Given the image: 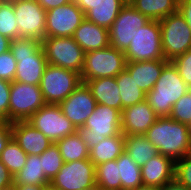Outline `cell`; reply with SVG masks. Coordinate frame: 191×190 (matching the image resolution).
<instances>
[{"mask_svg": "<svg viewBox=\"0 0 191 190\" xmlns=\"http://www.w3.org/2000/svg\"><path fill=\"white\" fill-rule=\"evenodd\" d=\"M144 135L161 155L174 162L191 153L189 126L170 117H158Z\"/></svg>", "mask_w": 191, "mask_h": 190, "instance_id": "6da1fadb", "label": "cell"}, {"mask_svg": "<svg viewBox=\"0 0 191 190\" xmlns=\"http://www.w3.org/2000/svg\"><path fill=\"white\" fill-rule=\"evenodd\" d=\"M10 50L17 61L14 81L40 85L48 65L41 42L28 38L11 40Z\"/></svg>", "mask_w": 191, "mask_h": 190, "instance_id": "7a4b0ae2", "label": "cell"}, {"mask_svg": "<svg viewBox=\"0 0 191 190\" xmlns=\"http://www.w3.org/2000/svg\"><path fill=\"white\" fill-rule=\"evenodd\" d=\"M188 91L189 87L180 77L173 63L169 61L163 67L153 89L146 93L145 100L158 117H169L173 105Z\"/></svg>", "mask_w": 191, "mask_h": 190, "instance_id": "3957f363", "label": "cell"}, {"mask_svg": "<svg viewBox=\"0 0 191 190\" xmlns=\"http://www.w3.org/2000/svg\"><path fill=\"white\" fill-rule=\"evenodd\" d=\"M88 149L107 137L121 132V112L104 104H96L95 110L79 128Z\"/></svg>", "mask_w": 191, "mask_h": 190, "instance_id": "277c9868", "label": "cell"}, {"mask_svg": "<svg viewBox=\"0 0 191 190\" xmlns=\"http://www.w3.org/2000/svg\"><path fill=\"white\" fill-rule=\"evenodd\" d=\"M126 59L123 51L112 46L85 53L81 80L116 77L125 69Z\"/></svg>", "mask_w": 191, "mask_h": 190, "instance_id": "5b68a950", "label": "cell"}, {"mask_svg": "<svg viewBox=\"0 0 191 190\" xmlns=\"http://www.w3.org/2000/svg\"><path fill=\"white\" fill-rule=\"evenodd\" d=\"M82 83L81 74L48 64L42 75L40 89L46 104H60Z\"/></svg>", "mask_w": 191, "mask_h": 190, "instance_id": "8992f818", "label": "cell"}, {"mask_svg": "<svg viewBox=\"0 0 191 190\" xmlns=\"http://www.w3.org/2000/svg\"><path fill=\"white\" fill-rule=\"evenodd\" d=\"M164 59L172 61L191 49V29L179 11L159 20Z\"/></svg>", "mask_w": 191, "mask_h": 190, "instance_id": "52a82bcc", "label": "cell"}, {"mask_svg": "<svg viewBox=\"0 0 191 190\" xmlns=\"http://www.w3.org/2000/svg\"><path fill=\"white\" fill-rule=\"evenodd\" d=\"M124 54L130 62L164 59L159 21L150 20L136 30Z\"/></svg>", "mask_w": 191, "mask_h": 190, "instance_id": "ba28073f", "label": "cell"}, {"mask_svg": "<svg viewBox=\"0 0 191 190\" xmlns=\"http://www.w3.org/2000/svg\"><path fill=\"white\" fill-rule=\"evenodd\" d=\"M41 45L48 64L81 74L85 52L73 37H44Z\"/></svg>", "mask_w": 191, "mask_h": 190, "instance_id": "9c48e42d", "label": "cell"}, {"mask_svg": "<svg viewBox=\"0 0 191 190\" xmlns=\"http://www.w3.org/2000/svg\"><path fill=\"white\" fill-rule=\"evenodd\" d=\"M46 104L40 85L11 82L9 96V122L27 121Z\"/></svg>", "mask_w": 191, "mask_h": 190, "instance_id": "30bf717a", "label": "cell"}, {"mask_svg": "<svg viewBox=\"0 0 191 190\" xmlns=\"http://www.w3.org/2000/svg\"><path fill=\"white\" fill-rule=\"evenodd\" d=\"M27 121L53 143L78 131L76 126L63 114L59 104H45Z\"/></svg>", "mask_w": 191, "mask_h": 190, "instance_id": "8fae6325", "label": "cell"}, {"mask_svg": "<svg viewBox=\"0 0 191 190\" xmlns=\"http://www.w3.org/2000/svg\"><path fill=\"white\" fill-rule=\"evenodd\" d=\"M95 165L89 159L64 162L50 181L55 190H83L96 185Z\"/></svg>", "mask_w": 191, "mask_h": 190, "instance_id": "7c38bea8", "label": "cell"}, {"mask_svg": "<svg viewBox=\"0 0 191 190\" xmlns=\"http://www.w3.org/2000/svg\"><path fill=\"white\" fill-rule=\"evenodd\" d=\"M13 9L17 19L19 38L42 42L45 37L46 11L36 0L15 1Z\"/></svg>", "mask_w": 191, "mask_h": 190, "instance_id": "4fadbf2b", "label": "cell"}, {"mask_svg": "<svg viewBox=\"0 0 191 190\" xmlns=\"http://www.w3.org/2000/svg\"><path fill=\"white\" fill-rule=\"evenodd\" d=\"M150 19L130 4H126L119 12L113 25L109 28L110 46L125 51L136 30L146 25Z\"/></svg>", "mask_w": 191, "mask_h": 190, "instance_id": "5bb4252c", "label": "cell"}, {"mask_svg": "<svg viewBox=\"0 0 191 190\" xmlns=\"http://www.w3.org/2000/svg\"><path fill=\"white\" fill-rule=\"evenodd\" d=\"M84 19V12L72 1L46 11L45 37H72Z\"/></svg>", "mask_w": 191, "mask_h": 190, "instance_id": "9a60e30c", "label": "cell"}, {"mask_svg": "<svg viewBox=\"0 0 191 190\" xmlns=\"http://www.w3.org/2000/svg\"><path fill=\"white\" fill-rule=\"evenodd\" d=\"M96 104L90 89L85 83H81L59 106L63 114L79 129L93 113Z\"/></svg>", "mask_w": 191, "mask_h": 190, "instance_id": "2e32d148", "label": "cell"}, {"mask_svg": "<svg viewBox=\"0 0 191 190\" xmlns=\"http://www.w3.org/2000/svg\"><path fill=\"white\" fill-rule=\"evenodd\" d=\"M158 116L146 100L121 112V132L124 135H144Z\"/></svg>", "mask_w": 191, "mask_h": 190, "instance_id": "e0dca14e", "label": "cell"}, {"mask_svg": "<svg viewBox=\"0 0 191 190\" xmlns=\"http://www.w3.org/2000/svg\"><path fill=\"white\" fill-rule=\"evenodd\" d=\"M12 138L27 155H41L53 143L28 121L11 123Z\"/></svg>", "mask_w": 191, "mask_h": 190, "instance_id": "ac0fdd59", "label": "cell"}, {"mask_svg": "<svg viewBox=\"0 0 191 190\" xmlns=\"http://www.w3.org/2000/svg\"><path fill=\"white\" fill-rule=\"evenodd\" d=\"M142 183L162 188L175 180V162L160 153L141 167Z\"/></svg>", "mask_w": 191, "mask_h": 190, "instance_id": "d6986e66", "label": "cell"}, {"mask_svg": "<svg viewBox=\"0 0 191 190\" xmlns=\"http://www.w3.org/2000/svg\"><path fill=\"white\" fill-rule=\"evenodd\" d=\"M169 61L165 59L130 62L126 61L125 69L145 93H148L157 82L163 67Z\"/></svg>", "mask_w": 191, "mask_h": 190, "instance_id": "ffe728a7", "label": "cell"}, {"mask_svg": "<svg viewBox=\"0 0 191 190\" xmlns=\"http://www.w3.org/2000/svg\"><path fill=\"white\" fill-rule=\"evenodd\" d=\"M72 37L85 53L103 49L110 45L109 29L88 21L86 18L75 30Z\"/></svg>", "mask_w": 191, "mask_h": 190, "instance_id": "44dd1931", "label": "cell"}, {"mask_svg": "<svg viewBox=\"0 0 191 190\" xmlns=\"http://www.w3.org/2000/svg\"><path fill=\"white\" fill-rule=\"evenodd\" d=\"M84 83L98 104H104L122 112V101L116 77L90 79Z\"/></svg>", "mask_w": 191, "mask_h": 190, "instance_id": "7402d4cb", "label": "cell"}, {"mask_svg": "<svg viewBox=\"0 0 191 190\" xmlns=\"http://www.w3.org/2000/svg\"><path fill=\"white\" fill-rule=\"evenodd\" d=\"M128 3L127 0H96L85 18L99 26L109 29L120 10Z\"/></svg>", "mask_w": 191, "mask_h": 190, "instance_id": "603a6c76", "label": "cell"}, {"mask_svg": "<svg viewBox=\"0 0 191 190\" xmlns=\"http://www.w3.org/2000/svg\"><path fill=\"white\" fill-rule=\"evenodd\" d=\"M124 134L120 132L105 138L89 149V160L97 166L100 163L117 159L124 150Z\"/></svg>", "mask_w": 191, "mask_h": 190, "instance_id": "cb8c5ba5", "label": "cell"}, {"mask_svg": "<svg viewBox=\"0 0 191 190\" xmlns=\"http://www.w3.org/2000/svg\"><path fill=\"white\" fill-rule=\"evenodd\" d=\"M124 150L132 160L142 167L148 160L159 154L145 135H124Z\"/></svg>", "mask_w": 191, "mask_h": 190, "instance_id": "d4e9b609", "label": "cell"}, {"mask_svg": "<svg viewBox=\"0 0 191 190\" xmlns=\"http://www.w3.org/2000/svg\"><path fill=\"white\" fill-rule=\"evenodd\" d=\"M179 0H128L134 9L150 20H161L178 11Z\"/></svg>", "mask_w": 191, "mask_h": 190, "instance_id": "484cf974", "label": "cell"}, {"mask_svg": "<svg viewBox=\"0 0 191 190\" xmlns=\"http://www.w3.org/2000/svg\"><path fill=\"white\" fill-rule=\"evenodd\" d=\"M14 184L49 186L41 165L40 155H28L24 167L13 176Z\"/></svg>", "mask_w": 191, "mask_h": 190, "instance_id": "4316f807", "label": "cell"}, {"mask_svg": "<svg viewBox=\"0 0 191 190\" xmlns=\"http://www.w3.org/2000/svg\"><path fill=\"white\" fill-rule=\"evenodd\" d=\"M62 156L63 162H72L89 159V149L80 132L77 131L56 142Z\"/></svg>", "mask_w": 191, "mask_h": 190, "instance_id": "83f0119b", "label": "cell"}, {"mask_svg": "<svg viewBox=\"0 0 191 190\" xmlns=\"http://www.w3.org/2000/svg\"><path fill=\"white\" fill-rule=\"evenodd\" d=\"M123 109L145 100L146 93L139 88L134 78L124 69L116 76Z\"/></svg>", "mask_w": 191, "mask_h": 190, "instance_id": "f1b7e54d", "label": "cell"}, {"mask_svg": "<svg viewBox=\"0 0 191 190\" xmlns=\"http://www.w3.org/2000/svg\"><path fill=\"white\" fill-rule=\"evenodd\" d=\"M117 164L119 165L121 190H132L143 184L141 178V167L132 160L127 152L124 151L117 158Z\"/></svg>", "mask_w": 191, "mask_h": 190, "instance_id": "f546056e", "label": "cell"}, {"mask_svg": "<svg viewBox=\"0 0 191 190\" xmlns=\"http://www.w3.org/2000/svg\"><path fill=\"white\" fill-rule=\"evenodd\" d=\"M96 185L102 190H121L117 159L95 166Z\"/></svg>", "mask_w": 191, "mask_h": 190, "instance_id": "4dcf8cb0", "label": "cell"}, {"mask_svg": "<svg viewBox=\"0 0 191 190\" xmlns=\"http://www.w3.org/2000/svg\"><path fill=\"white\" fill-rule=\"evenodd\" d=\"M27 156L19 144L11 138L1 152L0 160L14 176L24 167Z\"/></svg>", "mask_w": 191, "mask_h": 190, "instance_id": "1f68e13d", "label": "cell"}, {"mask_svg": "<svg viewBox=\"0 0 191 190\" xmlns=\"http://www.w3.org/2000/svg\"><path fill=\"white\" fill-rule=\"evenodd\" d=\"M0 34L11 40L19 38L13 2L0 1Z\"/></svg>", "mask_w": 191, "mask_h": 190, "instance_id": "d6a6232c", "label": "cell"}, {"mask_svg": "<svg viewBox=\"0 0 191 190\" xmlns=\"http://www.w3.org/2000/svg\"><path fill=\"white\" fill-rule=\"evenodd\" d=\"M40 156L42 170L46 178L51 181L52 178L57 175L58 171L62 168L64 163L56 143H52L51 146Z\"/></svg>", "mask_w": 191, "mask_h": 190, "instance_id": "836d02e7", "label": "cell"}, {"mask_svg": "<svg viewBox=\"0 0 191 190\" xmlns=\"http://www.w3.org/2000/svg\"><path fill=\"white\" fill-rule=\"evenodd\" d=\"M169 117L188 126L191 124V94L189 92L177 100Z\"/></svg>", "mask_w": 191, "mask_h": 190, "instance_id": "e575fe53", "label": "cell"}, {"mask_svg": "<svg viewBox=\"0 0 191 190\" xmlns=\"http://www.w3.org/2000/svg\"><path fill=\"white\" fill-rule=\"evenodd\" d=\"M175 180L191 190V153L175 162Z\"/></svg>", "mask_w": 191, "mask_h": 190, "instance_id": "d590c367", "label": "cell"}, {"mask_svg": "<svg viewBox=\"0 0 191 190\" xmlns=\"http://www.w3.org/2000/svg\"><path fill=\"white\" fill-rule=\"evenodd\" d=\"M180 77L188 87H191V49L171 61Z\"/></svg>", "mask_w": 191, "mask_h": 190, "instance_id": "8d00e7d4", "label": "cell"}, {"mask_svg": "<svg viewBox=\"0 0 191 190\" xmlns=\"http://www.w3.org/2000/svg\"><path fill=\"white\" fill-rule=\"evenodd\" d=\"M17 61L15 60L11 50L0 54V79L10 82L14 81L16 74Z\"/></svg>", "mask_w": 191, "mask_h": 190, "instance_id": "74e56055", "label": "cell"}, {"mask_svg": "<svg viewBox=\"0 0 191 190\" xmlns=\"http://www.w3.org/2000/svg\"><path fill=\"white\" fill-rule=\"evenodd\" d=\"M11 82L0 79V120L9 122V96Z\"/></svg>", "mask_w": 191, "mask_h": 190, "instance_id": "f35d334b", "label": "cell"}, {"mask_svg": "<svg viewBox=\"0 0 191 190\" xmlns=\"http://www.w3.org/2000/svg\"><path fill=\"white\" fill-rule=\"evenodd\" d=\"M11 138V123L8 121L0 120V155Z\"/></svg>", "mask_w": 191, "mask_h": 190, "instance_id": "ab89813d", "label": "cell"}, {"mask_svg": "<svg viewBox=\"0 0 191 190\" xmlns=\"http://www.w3.org/2000/svg\"><path fill=\"white\" fill-rule=\"evenodd\" d=\"M14 184L13 175L7 169L6 165L0 160V190L12 187Z\"/></svg>", "mask_w": 191, "mask_h": 190, "instance_id": "60d3db41", "label": "cell"}, {"mask_svg": "<svg viewBox=\"0 0 191 190\" xmlns=\"http://www.w3.org/2000/svg\"><path fill=\"white\" fill-rule=\"evenodd\" d=\"M178 11L185 18L191 29V0H179Z\"/></svg>", "mask_w": 191, "mask_h": 190, "instance_id": "b9f144b4", "label": "cell"}, {"mask_svg": "<svg viewBox=\"0 0 191 190\" xmlns=\"http://www.w3.org/2000/svg\"><path fill=\"white\" fill-rule=\"evenodd\" d=\"M36 1L45 11H49L53 8H56L71 2V0H36Z\"/></svg>", "mask_w": 191, "mask_h": 190, "instance_id": "7bdbcfd3", "label": "cell"}, {"mask_svg": "<svg viewBox=\"0 0 191 190\" xmlns=\"http://www.w3.org/2000/svg\"><path fill=\"white\" fill-rule=\"evenodd\" d=\"M73 3L77 4V6L86 14L89 10L92 9V5L96 2V0H71Z\"/></svg>", "mask_w": 191, "mask_h": 190, "instance_id": "ee69618b", "label": "cell"}, {"mask_svg": "<svg viewBox=\"0 0 191 190\" xmlns=\"http://www.w3.org/2000/svg\"><path fill=\"white\" fill-rule=\"evenodd\" d=\"M14 190H46L48 186L13 184Z\"/></svg>", "mask_w": 191, "mask_h": 190, "instance_id": "f6af8a7d", "label": "cell"}, {"mask_svg": "<svg viewBox=\"0 0 191 190\" xmlns=\"http://www.w3.org/2000/svg\"><path fill=\"white\" fill-rule=\"evenodd\" d=\"M11 39L0 34V54L10 50Z\"/></svg>", "mask_w": 191, "mask_h": 190, "instance_id": "bcb514c9", "label": "cell"}, {"mask_svg": "<svg viewBox=\"0 0 191 190\" xmlns=\"http://www.w3.org/2000/svg\"><path fill=\"white\" fill-rule=\"evenodd\" d=\"M160 190H188L187 188L181 186L176 180L166 184Z\"/></svg>", "mask_w": 191, "mask_h": 190, "instance_id": "7dc6e473", "label": "cell"}, {"mask_svg": "<svg viewBox=\"0 0 191 190\" xmlns=\"http://www.w3.org/2000/svg\"><path fill=\"white\" fill-rule=\"evenodd\" d=\"M132 190H160L159 187L141 184L139 187Z\"/></svg>", "mask_w": 191, "mask_h": 190, "instance_id": "c3c4849f", "label": "cell"}, {"mask_svg": "<svg viewBox=\"0 0 191 190\" xmlns=\"http://www.w3.org/2000/svg\"><path fill=\"white\" fill-rule=\"evenodd\" d=\"M83 190H100V188L97 185H95V186H92L90 188L83 189Z\"/></svg>", "mask_w": 191, "mask_h": 190, "instance_id": "681fc988", "label": "cell"}, {"mask_svg": "<svg viewBox=\"0 0 191 190\" xmlns=\"http://www.w3.org/2000/svg\"><path fill=\"white\" fill-rule=\"evenodd\" d=\"M2 2H15V1H18V0H0Z\"/></svg>", "mask_w": 191, "mask_h": 190, "instance_id": "f907efd6", "label": "cell"}, {"mask_svg": "<svg viewBox=\"0 0 191 190\" xmlns=\"http://www.w3.org/2000/svg\"><path fill=\"white\" fill-rule=\"evenodd\" d=\"M46 190H55V189H53L52 187L48 186V187L46 188Z\"/></svg>", "mask_w": 191, "mask_h": 190, "instance_id": "816d5d0a", "label": "cell"}, {"mask_svg": "<svg viewBox=\"0 0 191 190\" xmlns=\"http://www.w3.org/2000/svg\"><path fill=\"white\" fill-rule=\"evenodd\" d=\"M5 190H14V187L12 186V187L5 189Z\"/></svg>", "mask_w": 191, "mask_h": 190, "instance_id": "f5cc1de1", "label": "cell"}, {"mask_svg": "<svg viewBox=\"0 0 191 190\" xmlns=\"http://www.w3.org/2000/svg\"><path fill=\"white\" fill-rule=\"evenodd\" d=\"M189 130H190V137H191V124L189 125Z\"/></svg>", "mask_w": 191, "mask_h": 190, "instance_id": "db71d44e", "label": "cell"}]
</instances>
